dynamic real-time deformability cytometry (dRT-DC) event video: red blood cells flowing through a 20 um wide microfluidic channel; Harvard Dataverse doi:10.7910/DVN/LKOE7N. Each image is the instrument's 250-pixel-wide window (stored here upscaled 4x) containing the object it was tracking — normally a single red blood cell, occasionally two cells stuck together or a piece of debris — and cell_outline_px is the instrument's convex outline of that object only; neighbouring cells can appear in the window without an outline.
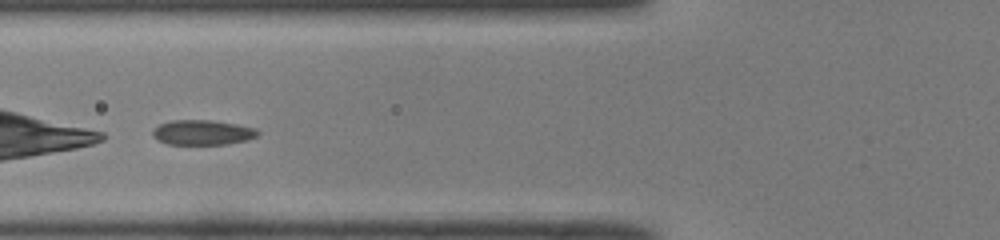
{"species": "common noctule bat (a hibernating species)", "species_latin": "Nyctalus noctula", "temperature_condition": "room temperature", "stored_images_in_passage": 34, "camera_frame_rate_fps": 3000, "um_per_image_px": 0.085, "animal": {"sex": "male", "body_mass_g": 19.0, "forearm_length_mm": 50.8}, "frame": {"image": 1, "passage_image": 9, "time_ms": 2.667, "image_size_px": [1000, 240], "cell_outline_px": [[260, 132], [256, 136], [248, 140], [228, 144], [168, 144], [156, 140], [152, 136], [152, 128], [160, 124], [172, 120], [212, 120], [236, 124], [256, 128]], "centroid_in_image_um": [17.19, 11.26], "position_along_channel_um": 108.6, "area_um2": 15.43}}
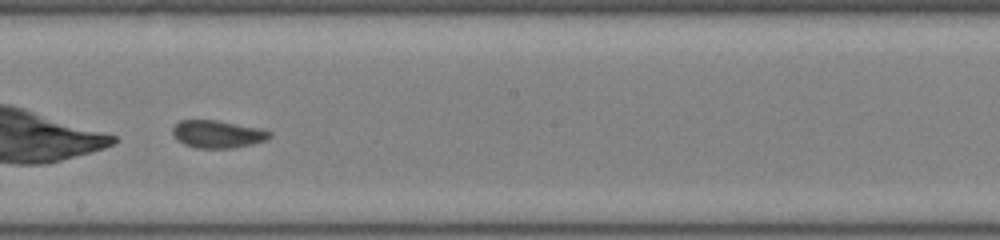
{"frame": {"image": 2, "passage_image": 18, "time_ms": 5.667, "image_size_px": [1000, 240], "cell_outline_px": [[272, 136], [264, 140], [252, 144], [232, 148], [196, 148], [184, 144], [176, 140], [172, 132], [172, 128], [180, 120], [216, 120], [264, 128], [272, 132]], "centroid_in_image_um": [18.51, 11.39], "position_along_channel_um": 229.7, "area_um2": 15.78}}
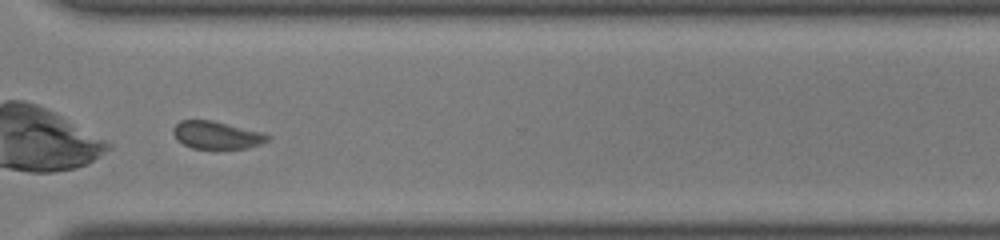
{"frame": {"image": 3, "passage_image": 27, "time_ms": 8.667, "image_size_px": [1000, 240], "cell_outline_px": [[272, 136], [268, 140], [260, 144], [248, 148], [192, 148], [176, 140], [172, 132], [172, 128], [180, 120], [212, 120], [264, 132]], "centroid_in_image_um": [18.42, 11.47], "position_along_channel_um": 352.2, "area_um2": 15.32}, "authors_computed_cell_mechanics": {"area_um2": 15.5193, "velocity_mm_per_s": 4.0509, "shape_relaxation_time_tau1_ms": 4.9299, "shape_relaxation_time_tau2_ms": 1.2391, "deformation_change_tau1": 0.0978, "deformation_change_tau2": 0.0478}}